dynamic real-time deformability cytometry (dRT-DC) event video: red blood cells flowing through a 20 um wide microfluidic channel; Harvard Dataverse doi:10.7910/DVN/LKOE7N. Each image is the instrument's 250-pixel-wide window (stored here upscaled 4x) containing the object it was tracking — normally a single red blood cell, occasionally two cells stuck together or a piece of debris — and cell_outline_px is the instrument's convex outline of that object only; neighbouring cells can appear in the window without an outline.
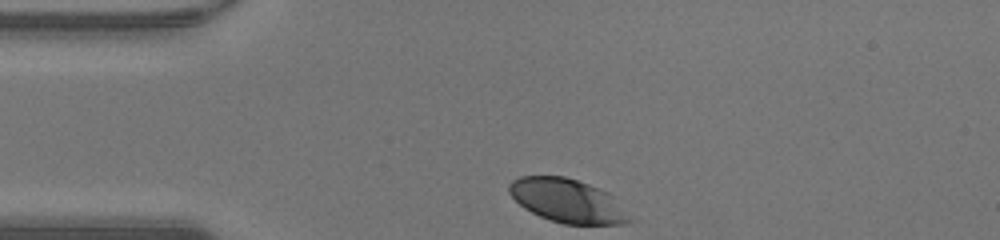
{"species": "human", "species_latin": "Homo sapiens", "temperature_condition": "warm", "stored_images_in_passage": 28, "camera_frame_rate_fps": 3000, "um_per_image_px": 0.085, "donor": {"sex": "male"}, "frame": {"image": 1, "passage_image": 1, "time_ms": 0.0, "image_size_px": [1000, 240], "cell_outline_px": [[636, 220], [624, 224], [564, 224], [540, 216], [524, 208], [508, 192], [508, 184], [512, 180], [520, 176], [564, 176], [588, 184], [608, 192], [636, 216]], "centroid_in_image_um": [48.32, 17.08], "position_along_channel_um": 36.7, "area_um2": 30.98}}
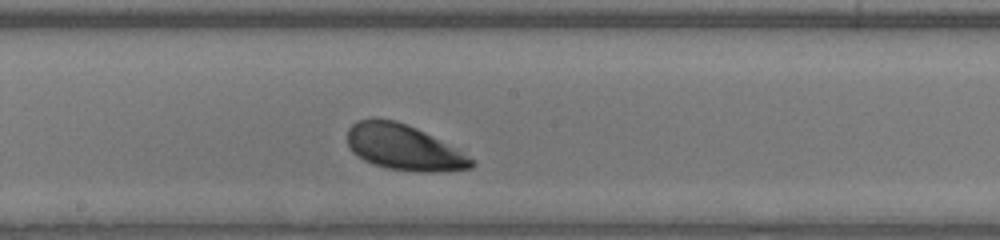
{"frame": {"image": 2, "passage_image": 16, "time_ms": 5.0, "image_size_px": [1000, 240], "cell_outline_px": [[476, 164], [472, 168], [436, 172], [416, 172], [388, 168], [372, 164], [364, 160], [352, 152], [348, 148], [348, 128], [356, 120], [396, 120], [416, 128], [424, 132], [468, 156]], "centroid_in_image_um": [34.28, 12.55], "position_along_channel_um": 213.9, "area_um2": 32.37}}
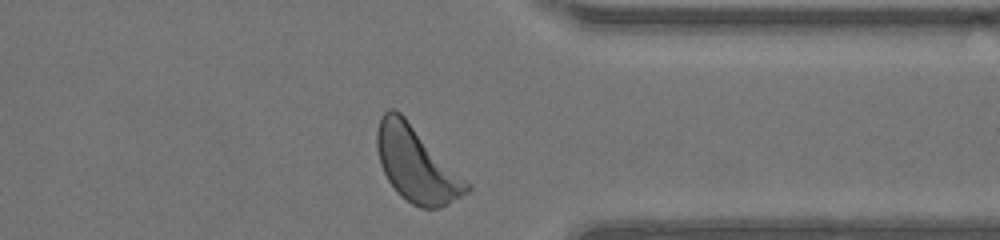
{"frame": {"image": 3, "passage_image": 28, "time_ms": 9.0, "image_size_px": [1000, 240], "cell_outline_px": [[472, 188], [468, 192], [440, 208], [420, 208], [412, 204], [400, 196], [388, 180], [380, 164], [376, 148], [376, 132], [380, 116], [388, 108], [392, 108], [400, 112], [472, 184]], "centroid_in_image_um": [35.39, 13.96], "position_along_channel_um": 376.0, "area_um2": 39.48}}